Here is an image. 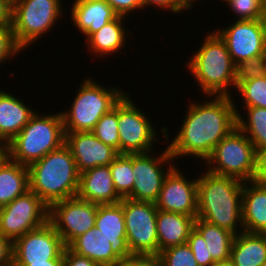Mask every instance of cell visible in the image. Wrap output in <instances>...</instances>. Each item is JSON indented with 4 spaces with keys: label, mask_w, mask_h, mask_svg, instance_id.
I'll list each match as a JSON object with an SVG mask.
<instances>
[{
    "label": "cell",
    "mask_w": 266,
    "mask_h": 266,
    "mask_svg": "<svg viewBox=\"0 0 266 266\" xmlns=\"http://www.w3.org/2000/svg\"><path fill=\"white\" fill-rule=\"evenodd\" d=\"M205 171L199 178L197 177V218L225 228L235 235L243 232L241 210L243 182L233 177L219 176Z\"/></svg>",
    "instance_id": "cell-2"
},
{
    "label": "cell",
    "mask_w": 266,
    "mask_h": 266,
    "mask_svg": "<svg viewBox=\"0 0 266 266\" xmlns=\"http://www.w3.org/2000/svg\"><path fill=\"white\" fill-rule=\"evenodd\" d=\"M12 0H0V26L12 25Z\"/></svg>",
    "instance_id": "cell-44"
},
{
    "label": "cell",
    "mask_w": 266,
    "mask_h": 266,
    "mask_svg": "<svg viewBox=\"0 0 266 266\" xmlns=\"http://www.w3.org/2000/svg\"><path fill=\"white\" fill-rule=\"evenodd\" d=\"M98 204L77 197L65 199L49 207L48 221L67 247L74 239L95 227Z\"/></svg>",
    "instance_id": "cell-13"
},
{
    "label": "cell",
    "mask_w": 266,
    "mask_h": 266,
    "mask_svg": "<svg viewBox=\"0 0 266 266\" xmlns=\"http://www.w3.org/2000/svg\"><path fill=\"white\" fill-rule=\"evenodd\" d=\"M203 43L189 58L186 67L206 97L230 96L235 88L236 65L228 52L225 42L215 32L205 35Z\"/></svg>",
    "instance_id": "cell-3"
},
{
    "label": "cell",
    "mask_w": 266,
    "mask_h": 266,
    "mask_svg": "<svg viewBox=\"0 0 266 266\" xmlns=\"http://www.w3.org/2000/svg\"><path fill=\"white\" fill-rule=\"evenodd\" d=\"M118 102L96 123L91 131L104 144L114 148L119 153L118 133Z\"/></svg>",
    "instance_id": "cell-31"
},
{
    "label": "cell",
    "mask_w": 266,
    "mask_h": 266,
    "mask_svg": "<svg viewBox=\"0 0 266 266\" xmlns=\"http://www.w3.org/2000/svg\"><path fill=\"white\" fill-rule=\"evenodd\" d=\"M77 198L98 205L119 203L109 165L87 169L79 175Z\"/></svg>",
    "instance_id": "cell-19"
},
{
    "label": "cell",
    "mask_w": 266,
    "mask_h": 266,
    "mask_svg": "<svg viewBox=\"0 0 266 266\" xmlns=\"http://www.w3.org/2000/svg\"><path fill=\"white\" fill-rule=\"evenodd\" d=\"M13 261V241L0 234V266H5Z\"/></svg>",
    "instance_id": "cell-43"
},
{
    "label": "cell",
    "mask_w": 266,
    "mask_h": 266,
    "mask_svg": "<svg viewBox=\"0 0 266 266\" xmlns=\"http://www.w3.org/2000/svg\"><path fill=\"white\" fill-rule=\"evenodd\" d=\"M256 149L245 133L235 127L214 148L205 160L207 171L233 177L242 182L253 181Z\"/></svg>",
    "instance_id": "cell-7"
},
{
    "label": "cell",
    "mask_w": 266,
    "mask_h": 266,
    "mask_svg": "<svg viewBox=\"0 0 266 266\" xmlns=\"http://www.w3.org/2000/svg\"><path fill=\"white\" fill-rule=\"evenodd\" d=\"M71 20L74 27L87 39L118 14L105 0H73Z\"/></svg>",
    "instance_id": "cell-20"
},
{
    "label": "cell",
    "mask_w": 266,
    "mask_h": 266,
    "mask_svg": "<svg viewBox=\"0 0 266 266\" xmlns=\"http://www.w3.org/2000/svg\"><path fill=\"white\" fill-rule=\"evenodd\" d=\"M113 184L121 198H127L133 189L135 175L132 170V154H119L110 164Z\"/></svg>",
    "instance_id": "cell-30"
},
{
    "label": "cell",
    "mask_w": 266,
    "mask_h": 266,
    "mask_svg": "<svg viewBox=\"0 0 266 266\" xmlns=\"http://www.w3.org/2000/svg\"><path fill=\"white\" fill-rule=\"evenodd\" d=\"M195 220L196 218L189 215L158 210V254L168 247L187 243Z\"/></svg>",
    "instance_id": "cell-23"
},
{
    "label": "cell",
    "mask_w": 266,
    "mask_h": 266,
    "mask_svg": "<svg viewBox=\"0 0 266 266\" xmlns=\"http://www.w3.org/2000/svg\"><path fill=\"white\" fill-rule=\"evenodd\" d=\"M157 7L172 14L184 12V0H143V7Z\"/></svg>",
    "instance_id": "cell-39"
},
{
    "label": "cell",
    "mask_w": 266,
    "mask_h": 266,
    "mask_svg": "<svg viewBox=\"0 0 266 266\" xmlns=\"http://www.w3.org/2000/svg\"><path fill=\"white\" fill-rule=\"evenodd\" d=\"M261 24H262V28H263V34H264V41H265V45H266V10L263 13V15L261 16Z\"/></svg>",
    "instance_id": "cell-47"
},
{
    "label": "cell",
    "mask_w": 266,
    "mask_h": 266,
    "mask_svg": "<svg viewBox=\"0 0 266 266\" xmlns=\"http://www.w3.org/2000/svg\"><path fill=\"white\" fill-rule=\"evenodd\" d=\"M65 145L70 149L79 173L97 166H107L119 155L114 148L87 131L65 133Z\"/></svg>",
    "instance_id": "cell-17"
},
{
    "label": "cell",
    "mask_w": 266,
    "mask_h": 266,
    "mask_svg": "<svg viewBox=\"0 0 266 266\" xmlns=\"http://www.w3.org/2000/svg\"><path fill=\"white\" fill-rule=\"evenodd\" d=\"M9 157L8 155V143L0 140V166Z\"/></svg>",
    "instance_id": "cell-46"
},
{
    "label": "cell",
    "mask_w": 266,
    "mask_h": 266,
    "mask_svg": "<svg viewBox=\"0 0 266 266\" xmlns=\"http://www.w3.org/2000/svg\"><path fill=\"white\" fill-rule=\"evenodd\" d=\"M230 261L233 266H262L266 262V233L243 231L235 235Z\"/></svg>",
    "instance_id": "cell-25"
},
{
    "label": "cell",
    "mask_w": 266,
    "mask_h": 266,
    "mask_svg": "<svg viewBox=\"0 0 266 266\" xmlns=\"http://www.w3.org/2000/svg\"><path fill=\"white\" fill-rule=\"evenodd\" d=\"M231 8L237 20H258L266 8L262 0H228L226 3Z\"/></svg>",
    "instance_id": "cell-35"
},
{
    "label": "cell",
    "mask_w": 266,
    "mask_h": 266,
    "mask_svg": "<svg viewBox=\"0 0 266 266\" xmlns=\"http://www.w3.org/2000/svg\"><path fill=\"white\" fill-rule=\"evenodd\" d=\"M95 232L111 243L113 253L121 260L131 255L126 242V225L122 200L115 204L98 205Z\"/></svg>",
    "instance_id": "cell-18"
},
{
    "label": "cell",
    "mask_w": 266,
    "mask_h": 266,
    "mask_svg": "<svg viewBox=\"0 0 266 266\" xmlns=\"http://www.w3.org/2000/svg\"><path fill=\"white\" fill-rule=\"evenodd\" d=\"M228 27L214 30L225 42L235 65L266 54L263 28L258 20H233Z\"/></svg>",
    "instance_id": "cell-15"
},
{
    "label": "cell",
    "mask_w": 266,
    "mask_h": 266,
    "mask_svg": "<svg viewBox=\"0 0 266 266\" xmlns=\"http://www.w3.org/2000/svg\"><path fill=\"white\" fill-rule=\"evenodd\" d=\"M246 118L236 107L237 127L242 130L253 143L255 149L266 147V108L242 107ZM244 116V117H243Z\"/></svg>",
    "instance_id": "cell-29"
},
{
    "label": "cell",
    "mask_w": 266,
    "mask_h": 266,
    "mask_svg": "<svg viewBox=\"0 0 266 266\" xmlns=\"http://www.w3.org/2000/svg\"><path fill=\"white\" fill-rule=\"evenodd\" d=\"M139 108L127 92L118 101L119 154L157 153L153 146L159 132Z\"/></svg>",
    "instance_id": "cell-9"
},
{
    "label": "cell",
    "mask_w": 266,
    "mask_h": 266,
    "mask_svg": "<svg viewBox=\"0 0 266 266\" xmlns=\"http://www.w3.org/2000/svg\"><path fill=\"white\" fill-rule=\"evenodd\" d=\"M122 207L130 253L158 255L156 204L122 198Z\"/></svg>",
    "instance_id": "cell-10"
},
{
    "label": "cell",
    "mask_w": 266,
    "mask_h": 266,
    "mask_svg": "<svg viewBox=\"0 0 266 266\" xmlns=\"http://www.w3.org/2000/svg\"><path fill=\"white\" fill-rule=\"evenodd\" d=\"M62 7V0H13L11 26L17 45L26 50L48 34L64 17Z\"/></svg>",
    "instance_id": "cell-8"
},
{
    "label": "cell",
    "mask_w": 266,
    "mask_h": 266,
    "mask_svg": "<svg viewBox=\"0 0 266 266\" xmlns=\"http://www.w3.org/2000/svg\"><path fill=\"white\" fill-rule=\"evenodd\" d=\"M63 266H99L93 260L81 256L68 247H65L63 252Z\"/></svg>",
    "instance_id": "cell-41"
},
{
    "label": "cell",
    "mask_w": 266,
    "mask_h": 266,
    "mask_svg": "<svg viewBox=\"0 0 266 266\" xmlns=\"http://www.w3.org/2000/svg\"><path fill=\"white\" fill-rule=\"evenodd\" d=\"M127 17L118 15L115 19L106 23L101 29L92 33L86 40L87 49L92 55L105 58L119 52L125 46L128 32L124 21Z\"/></svg>",
    "instance_id": "cell-24"
},
{
    "label": "cell",
    "mask_w": 266,
    "mask_h": 266,
    "mask_svg": "<svg viewBox=\"0 0 266 266\" xmlns=\"http://www.w3.org/2000/svg\"><path fill=\"white\" fill-rule=\"evenodd\" d=\"M15 266H63V260H49L32 264H14Z\"/></svg>",
    "instance_id": "cell-45"
},
{
    "label": "cell",
    "mask_w": 266,
    "mask_h": 266,
    "mask_svg": "<svg viewBox=\"0 0 266 266\" xmlns=\"http://www.w3.org/2000/svg\"><path fill=\"white\" fill-rule=\"evenodd\" d=\"M235 90L243 100L242 107L266 108V76L242 82Z\"/></svg>",
    "instance_id": "cell-32"
},
{
    "label": "cell",
    "mask_w": 266,
    "mask_h": 266,
    "mask_svg": "<svg viewBox=\"0 0 266 266\" xmlns=\"http://www.w3.org/2000/svg\"><path fill=\"white\" fill-rule=\"evenodd\" d=\"M65 244L48 221L13 241V264L63 260Z\"/></svg>",
    "instance_id": "cell-14"
},
{
    "label": "cell",
    "mask_w": 266,
    "mask_h": 266,
    "mask_svg": "<svg viewBox=\"0 0 266 266\" xmlns=\"http://www.w3.org/2000/svg\"><path fill=\"white\" fill-rule=\"evenodd\" d=\"M262 1H263V4H264L265 8H266V0H262Z\"/></svg>",
    "instance_id": "cell-51"
},
{
    "label": "cell",
    "mask_w": 266,
    "mask_h": 266,
    "mask_svg": "<svg viewBox=\"0 0 266 266\" xmlns=\"http://www.w3.org/2000/svg\"><path fill=\"white\" fill-rule=\"evenodd\" d=\"M123 266H163L159 255L131 254L121 262Z\"/></svg>",
    "instance_id": "cell-40"
},
{
    "label": "cell",
    "mask_w": 266,
    "mask_h": 266,
    "mask_svg": "<svg viewBox=\"0 0 266 266\" xmlns=\"http://www.w3.org/2000/svg\"><path fill=\"white\" fill-rule=\"evenodd\" d=\"M212 97L203 103H189L181 128L167 145L175 161L186 156L205 161L215 146L237 127L234 98Z\"/></svg>",
    "instance_id": "cell-1"
},
{
    "label": "cell",
    "mask_w": 266,
    "mask_h": 266,
    "mask_svg": "<svg viewBox=\"0 0 266 266\" xmlns=\"http://www.w3.org/2000/svg\"><path fill=\"white\" fill-rule=\"evenodd\" d=\"M158 255L163 266H198L187 243L168 247L160 251Z\"/></svg>",
    "instance_id": "cell-34"
},
{
    "label": "cell",
    "mask_w": 266,
    "mask_h": 266,
    "mask_svg": "<svg viewBox=\"0 0 266 266\" xmlns=\"http://www.w3.org/2000/svg\"><path fill=\"white\" fill-rule=\"evenodd\" d=\"M73 252L85 256L99 266H114L121 260L113 253L111 243L96 235L95 227L74 239L68 246Z\"/></svg>",
    "instance_id": "cell-26"
},
{
    "label": "cell",
    "mask_w": 266,
    "mask_h": 266,
    "mask_svg": "<svg viewBox=\"0 0 266 266\" xmlns=\"http://www.w3.org/2000/svg\"><path fill=\"white\" fill-rule=\"evenodd\" d=\"M80 85L69 110L61 112L65 133L91 132L126 93L115 86L106 88L89 76Z\"/></svg>",
    "instance_id": "cell-6"
},
{
    "label": "cell",
    "mask_w": 266,
    "mask_h": 266,
    "mask_svg": "<svg viewBox=\"0 0 266 266\" xmlns=\"http://www.w3.org/2000/svg\"><path fill=\"white\" fill-rule=\"evenodd\" d=\"M49 207L30 189L0 207V234L12 241L48 222Z\"/></svg>",
    "instance_id": "cell-11"
},
{
    "label": "cell",
    "mask_w": 266,
    "mask_h": 266,
    "mask_svg": "<svg viewBox=\"0 0 266 266\" xmlns=\"http://www.w3.org/2000/svg\"><path fill=\"white\" fill-rule=\"evenodd\" d=\"M113 10L120 16L129 17L134 10H142L143 0H105ZM129 14V15H128Z\"/></svg>",
    "instance_id": "cell-38"
},
{
    "label": "cell",
    "mask_w": 266,
    "mask_h": 266,
    "mask_svg": "<svg viewBox=\"0 0 266 266\" xmlns=\"http://www.w3.org/2000/svg\"><path fill=\"white\" fill-rule=\"evenodd\" d=\"M5 90H0V140L10 142L35 113L26 102Z\"/></svg>",
    "instance_id": "cell-22"
},
{
    "label": "cell",
    "mask_w": 266,
    "mask_h": 266,
    "mask_svg": "<svg viewBox=\"0 0 266 266\" xmlns=\"http://www.w3.org/2000/svg\"><path fill=\"white\" fill-rule=\"evenodd\" d=\"M178 166H174L164 179L158 200V210L189 215L197 218V176L188 179Z\"/></svg>",
    "instance_id": "cell-16"
},
{
    "label": "cell",
    "mask_w": 266,
    "mask_h": 266,
    "mask_svg": "<svg viewBox=\"0 0 266 266\" xmlns=\"http://www.w3.org/2000/svg\"><path fill=\"white\" fill-rule=\"evenodd\" d=\"M187 244L190 246L198 266H213L216 263L208 251L204 238L195 228L190 232Z\"/></svg>",
    "instance_id": "cell-36"
},
{
    "label": "cell",
    "mask_w": 266,
    "mask_h": 266,
    "mask_svg": "<svg viewBox=\"0 0 266 266\" xmlns=\"http://www.w3.org/2000/svg\"><path fill=\"white\" fill-rule=\"evenodd\" d=\"M266 76V54L240 62L235 68V87L242 82Z\"/></svg>",
    "instance_id": "cell-33"
},
{
    "label": "cell",
    "mask_w": 266,
    "mask_h": 266,
    "mask_svg": "<svg viewBox=\"0 0 266 266\" xmlns=\"http://www.w3.org/2000/svg\"><path fill=\"white\" fill-rule=\"evenodd\" d=\"M199 1V0H197ZM196 0H184V11L186 10H189L190 8H193V3L194 2H197Z\"/></svg>",
    "instance_id": "cell-48"
},
{
    "label": "cell",
    "mask_w": 266,
    "mask_h": 266,
    "mask_svg": "<svg viewBox=\"0 0 266 266\" xmlns=\"http://www.w3.org/2000/svg\"><path fill=\"white\" fill-rule=\"evenodd\" d=\"M29 189V168L8 157L0 166V207L7 205Z\"/></svg>",
    "instance_id": "cell-27"
},
{
    "label": "cell",
    "mask_w": 266,
    "mask_h": 266,
    "mask_svg": "<svg viewBox=\"0 0 266 266\" xmlns=\"http://www.w3.org/2000/svg\"><path fill=\"white\" fill-rule=\"evenodd\" d=\"M213 266H233L230 260L224 262H217Z\"/></svg>",
    "instance_id": "cell-49"
},
{
    "label": "cell",
    "mask_w": 266,
    "mask_h": 266,
    "mask_svg": "<svg viewBox=\"0 0 266 266\" xmlns=\"http://www.w3.org/2000/svg\"><path fill=\"white\" fill-rule=\"evenodd\" d=\"M28 168L30 190L48 207L56 202L76 197L80 173L65 143Z\"/></svg>",
    "instance_id": "cell-4"
},
{
    "label": "cell",
    "mask_w": 266,
    "mask_h": 266,
    "mask_svg": "<svg viewBox=\"0 0 266 266\" xmlns=\"http://www.w3.org/2000/svg\"><path fill=\"white\" fill-rule=\"evenodd\" d=\"M5 266H15V265H14L13 262H12V263H10V264H8V265H5Z\"/></svg>",
    "instance_id": "cell-50"
},
{
    "label": "cell",
    "mask_w": 266,
    "mask_h": 266,
    "mask_svg": "<svg viewBox=\"0 0 266 266\" xmlns=\"http://www.w3.org/2000/svg\"><path fill=\"white\" fill-rule=\"evenodd\" d=\"M165 165H169V167H165ZM175 165L168 146L161 151L159 156L153 155V152L132 154V170L135 181L132 193L127 198L155 203L158 200L165 177Z\"/></svg>",
    "instance_id": "cell-12"
},
{
    "label": "cell",
    "mask_w": 266,
    "mask_h": 266,
    "mask_svg": "<svg viewBox=\"0 0 266 266\" xmlns=\"http://www.w3.org/2000/svg\"><path fill=\"white\" fill-rule=\"evenodd\" d=\"M194 228L204 238L208 251L216 263L230 260L234 233L201 218H196Z\"/></svg>",
    "instance_id": "cell-28"
},
{
    "label": "cell",
    "mask_w": 266,
    "mask_h": 266,
    "mask_svg": "<svg viewBox=\"0 0 266 266\" xmlns=\"http://www.w3.org/2000/svg\"><path fill=\"white\" fill-rule=\"evenodd\" d=\"M23 51L16 43L11 25L0 26V66L9 58L16 57ZM16 55V56H15Z\"/></svg>",
    "instance_id": "cell-37"
},
{
    "label": "cell",
    "mask_w": 266,
    "mask_h": 266,
    "mask_svg": "<svg viewBox=\"0 0 266 266\" xmlns=\"http://www.w3.org/2000/svg\"><path fill=\"white\" fill-rule=\"evenodd\" d=\"M253 181L266 183V147L256 149L255 172Z\"/></svg>",
    "instance_id": "cell-42"
},
{
    "label": "cell",
    "mask_w": 266,
    "mask_h": 266,
    "mask_svg": "<svg viewBox=\"0 0 266 266\" xmlns=\"http://www.w3.org/2000/svg\"><path fill=\"white\" fill-rule=\"evenodd\" d=\"M241 210L245 232L266 233V183L243 182Z\"/></svg>",
    "instance_id": "cell-21"
},
{
    "label": "cell",
    "mask_w": 266,
    "mask_h": 266,
    "mask_svg": "<svg viewBox=\"0 0 266 266\" xmlns=\"http://www.w3.org/2000/svg\"><path fill=\"white\" fill-rule=\"evenodd\" d=\"M65 143L62 113L35 112L23 129L8 142L9 158L29 167Z\"/></svg>",
    "instance_id": "cell-5"
}]
</instances>
